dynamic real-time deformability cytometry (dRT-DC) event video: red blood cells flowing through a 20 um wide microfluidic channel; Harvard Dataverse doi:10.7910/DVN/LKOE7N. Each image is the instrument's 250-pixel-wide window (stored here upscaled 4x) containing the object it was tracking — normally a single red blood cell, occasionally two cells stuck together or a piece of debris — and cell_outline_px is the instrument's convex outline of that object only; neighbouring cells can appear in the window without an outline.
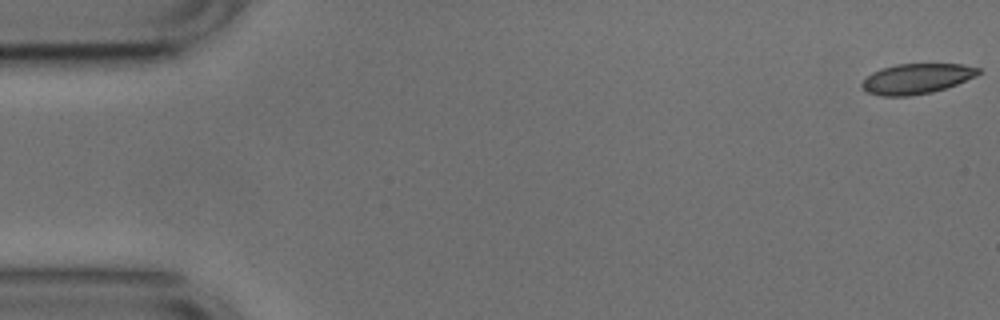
{"species": "common noctule bat (a hibernating species)", "species_latin": "Nyctalus noctula", "temperature_condition": "cold", "stored_images_in_passage": 53, "camera_frame_rate_fps": 3000, "um_per_image_px": 0.085, "animal": {"sex": "male", "body_mass_g": 17.9, "forearm_length_mm": 54.2}, "frame": {"image": 1, "passage_image": 1, "time_ms": 0.0, "image_size_px": [1000, 320], "cell_outline_px": [[980, 72], [976, 76], [956, 84], [932, 92], [908, 96], [880, 96], [868, 92], [860, 84], [872, 72], [880, 68], [896, 64], [964, 64], [980, 68]], "centroid_in_image_um": [77.91, 6.68], "position_along_channel_um": 7.1, "area_um2": 20.4}}
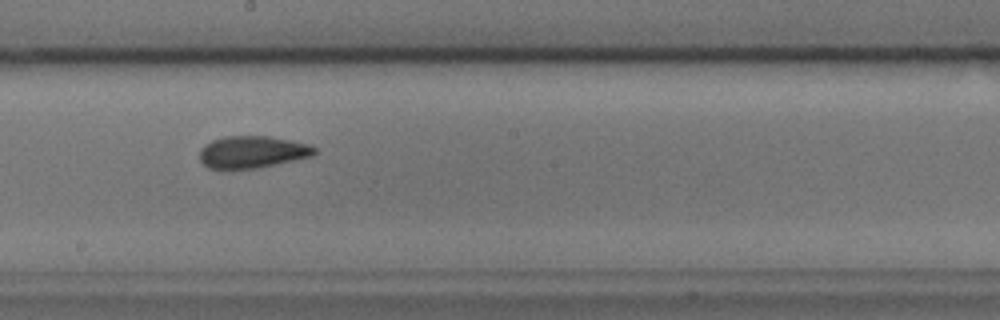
{"frame": {"image": 2, "passage_image": 29, "time_ms": 9.333, "image_size_px": [1000, 320], "cell_outline_px": [[316, 152], [312, 156], [256, 168], [208, 168], [200, 160], [200, 148], [204, 144], [212, 140], [224, 136], [268, 136], [308, 144], [316, 148]], "centroid_in_image_um": [21.42, 12.9], "position_along_channel_um": 226.8, "area_um2": 21.21}}
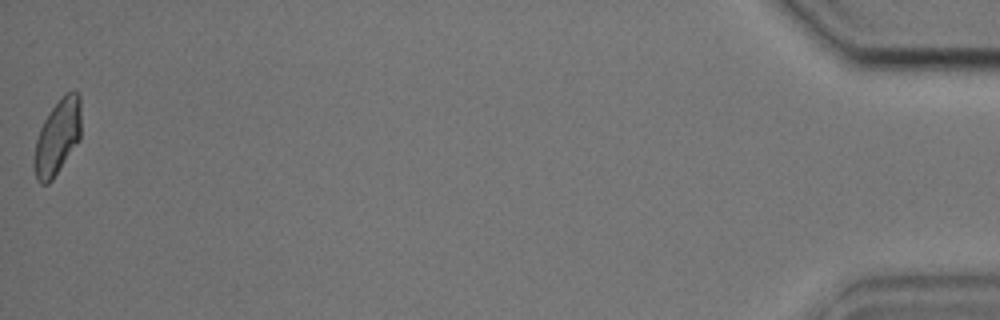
{"frame": {"image": 3, "passage_image": 53, "time_ms": 17.333, "image_size_px": [1000, 320], "cell_outline_px": [[80, 140], [52, 180], [48, 184], [40, 184], [36, 180], [32, 164], [36, 140], [40, 128], [44, 120], [52, 108], [64, 92], [72, 88], [80, 96]], "centroid_in_image_um": [4.87, 11.65], "position_along_channel_um": 430.3, "area_um2": 20.87}, "authors_computed_cell_mechanics": {"area_um2": 21.2126, "velocity_mm_per_s": 3.7585, "shape_relaxation_time_tau1_ms": 6.6665, "shape_relaxation_time_tau2_ms": 2.459, "deformation_change_tau1": 0.1444, "deformation_change_tau2": 0.0773}}